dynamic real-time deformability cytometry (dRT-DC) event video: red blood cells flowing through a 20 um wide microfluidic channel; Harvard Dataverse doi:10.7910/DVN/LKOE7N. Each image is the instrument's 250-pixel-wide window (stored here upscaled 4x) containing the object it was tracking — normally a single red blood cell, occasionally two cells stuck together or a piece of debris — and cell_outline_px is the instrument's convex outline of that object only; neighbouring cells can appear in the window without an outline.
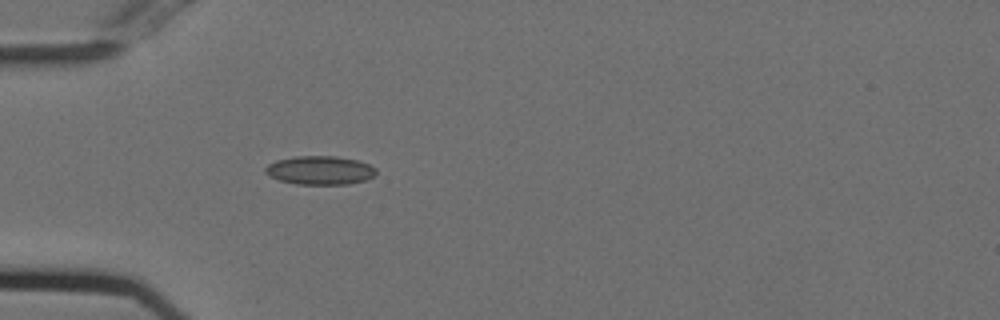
{"species": "Egyptian fruit bat (a non-hibernating species)", "species_latin": "Rousettus aegyptiacus", "temperature_condition": "cold", "stored_images_in_passage": 35, "camera_frame_rate_fps": 3000, "um_per_image_px": 0.085, "animal": {"sex": "female"}, "frame": {"image": 1, "passage_image": 1, "time_ms": 0.0, "image_size_px": [1000, 320], "cell_outline_px": [[376, 172], [368, 180], [348, 184], [296, 184], [280, 180], [268, 176], [264, 172], [264, 168], [268, 164], [276, 160], [296, 156], [336, 156], [356, 160], [368, 164], [376, 168]], "centroid_in_image_um": [27.17, 14.47], "position_along_channel_um": 57.8, "area_um2": 18.55}}
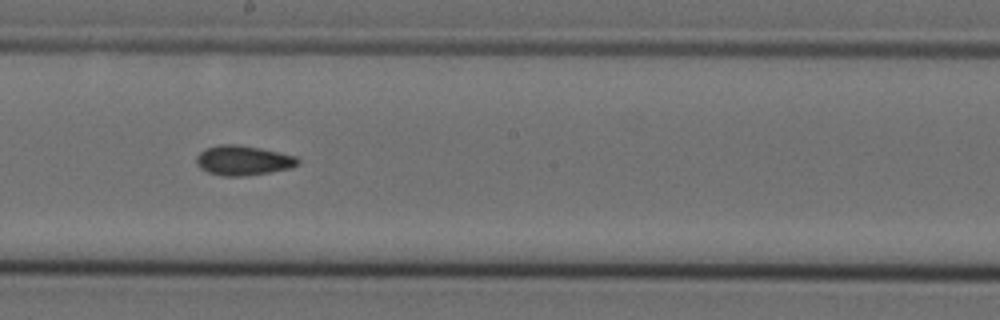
{"frame": {"image": 2, "passage_image": 15, "time_ms": 4.667, "image_size_px": [1000, 320], "cell_outline_px": [[300, 164], [292, 168], [244, 176], [220, 176], [208, 172], [200, 168], [196, 164], [196, 156], [204, 148], [220, 144], [236, 144], [260, 148], [296, 156], [300, 160]], "centroid_in_image_um": [20.65, 13.63], "position_along_channel_um": 227.5, "area_um2": 17.74}}
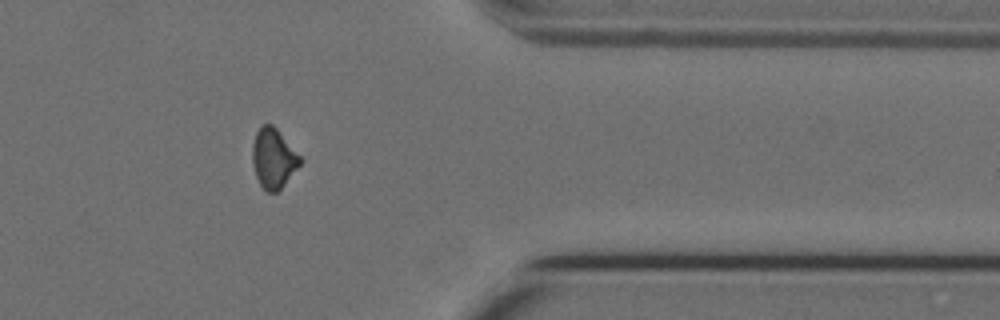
{"frame": {"image": 3, "passage_image": 29, "time_ms": 9.333, "image_size_px": [1000, 320], "cell_outline_px": [[300, 164], [284, 184], [276, 192], [268, 192], [260, 184], [256, 176], [252, 160], [252, 144], [256, 132], [264, 124], [272, 124], [276, 128], [300, 156]], "centroid_in_image_um": [23.21, 13.45], "position_along_channel_um": 388.2, "area_um2": 16.18}}